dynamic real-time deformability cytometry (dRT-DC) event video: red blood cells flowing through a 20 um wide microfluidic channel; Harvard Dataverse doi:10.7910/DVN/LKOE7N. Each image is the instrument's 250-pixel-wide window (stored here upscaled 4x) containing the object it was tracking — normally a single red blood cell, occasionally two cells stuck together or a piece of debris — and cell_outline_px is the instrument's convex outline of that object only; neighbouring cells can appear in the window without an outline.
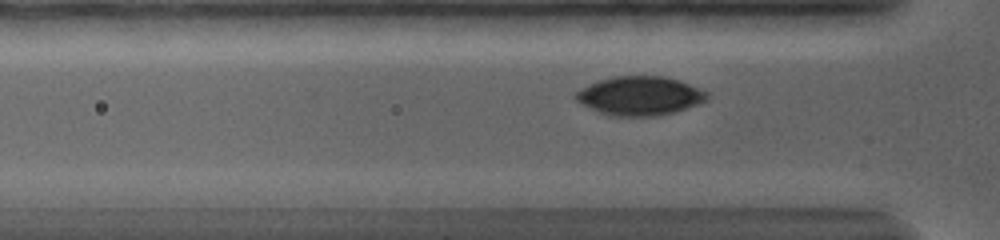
{"species": "common noctule bat (a hibernating species)", "species_latin": "Nyctalus noctula", "temperature_condition": "warm", "stored_images_in_passage": 39, "camera_frame_rate_fps": 5000, "um_per_image_px": 0.085, "animal": {"sex": "female", "body_mass_g": 19.0, "forearm_length_mm": 56.7}, "frame": {"image": 1, "passage_image": 11, "time_ms": 3.4, "image_size_px": [1000, 240], "cell_outline_px": [[708, 100], [700, 104], [676, 112], [656, 116], [608, 116], [576, 100], [572, 96], [580, 88], [596, 80], [616, 76], [664, 76], [688, 84], [708, 92]], "centroid_in_image_um": [54.38, 8.15], "position_along_channel_um": 71.4, "area_um2": 29.88}}
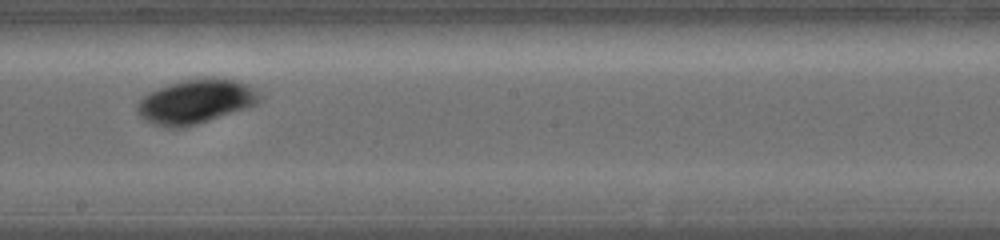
{"frame": {"image": 2, "passage_image": 23, "time_ms": 7.8, "image_size_px": [1000, 240], "cell_outline_px": [[260, 100], [256, 104], [196, 124], [180, 128], [164, 128], [140, 116], [136, 112], [136, 104], [144, 96], [160, 88], [184, 80], [232, 80], [248, 84], [260, 96]], "centroid_in_image_um": [16.58, 8.67], "position_along_channel_um": 231.6, "area_um2": 30.17}}
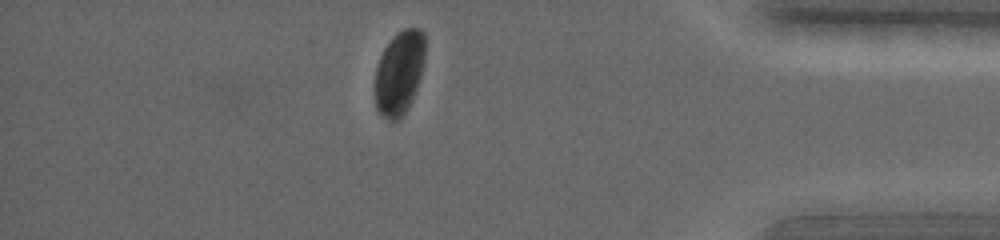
{"frame": {"image": 3, "passage_image": 35, "time_ms": 13.4, "image_size_px": [1000, 240], "cell_outline_px": [[424, 60], [420, 76], [412, 100], [404, 112], [396, 120], [388, 120], [376, 112], [376, 68], [380, 56], [384, 48], [392, 36], [396, 32], [404, 28], [420, 28], [424, 32]], "centroid_in_image_um": [33.93, 6.14], "position_along_channel_um": 401.3, "area_um2": 24.33}, "authors_computed_cell_mechanics": {"area_um2": 29.1312, "velocity_mm_per_s": 3.642, "shape_relaxation_time_tau1_ms": 1.8483, "shape_relaxation_time_tau2_ms": null, "deformation_change_tau1": 0.0463, "deformation_change_tau2": null}}